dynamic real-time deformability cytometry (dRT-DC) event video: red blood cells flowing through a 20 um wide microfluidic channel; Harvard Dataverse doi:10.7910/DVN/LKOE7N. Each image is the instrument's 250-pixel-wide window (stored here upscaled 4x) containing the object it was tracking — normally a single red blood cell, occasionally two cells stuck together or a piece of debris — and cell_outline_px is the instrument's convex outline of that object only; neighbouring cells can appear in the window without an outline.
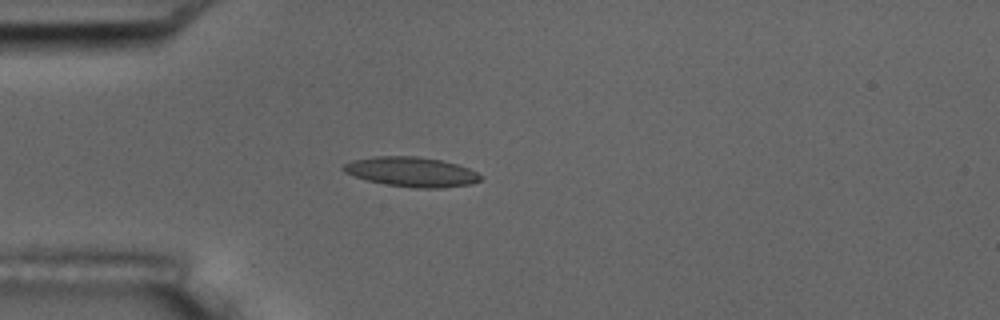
{"species": "common noctule bat (a hibernating species)", "species_latin": "Nyctalus noctula", "temperature_condition": "room temperature", "stored_images_in_passage": 3, "camera_frame_rate_fps": 3000, "um_per_image_px": 0.085, "animal": {"sex": "male", "body_mass_g": 17.5, "forearm_length_mm": 52.3}, "frame": {"image": 1, "passage_image": 3, "time_ms": 3.333, "image_size_px": [1000, 320], "cell_outline_px": [[480, 180], [472, 184], [440, 188], [416, 188], [388, 184], [368, 180], [344, 172], [340, 168], [344, 164], [352, 160], [376, 156], [416, 156], [440, 160], [456, 164], [468, 168], [476, 172], [480, 176]], "centroid_in_image_um": [34.96, 14.6], "position_along_channel_um": 50.0, "area_um2": 23.47}}